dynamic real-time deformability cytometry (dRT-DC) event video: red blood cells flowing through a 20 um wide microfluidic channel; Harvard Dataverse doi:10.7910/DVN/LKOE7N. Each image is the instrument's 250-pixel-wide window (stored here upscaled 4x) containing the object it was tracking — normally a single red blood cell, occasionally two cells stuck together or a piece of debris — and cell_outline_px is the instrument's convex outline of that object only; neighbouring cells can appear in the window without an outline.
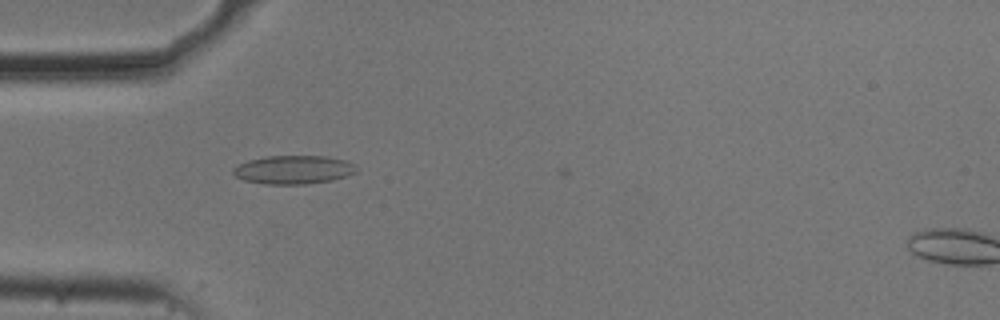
{"species": "common noctule bat (a hibernating species)", "species_latin": "Nyctalus noctula", "temperature_condition": "cold", "stored_images_in_passage": 7, "camera_frame_rate_fps": 3000, "um_per_image_px": 0.085, "animal": {"sex": "male", "body_mass_g": 20.5, "forearm_length_mm": 52.5}, "frame": {"image": 1, "passage_image": 5, "time_ms": 1.333, "image_size_px": [1000, 320], "cell_outline_px": [[356, 172], [332, 180], [304, 184], [264, 184], [244, 180], [236, 176], [232, 172], [232, 168], [248, 160], [264, 156], [328, 156], [344, 160], [352, 164], [356, 168]], "centroid_in_image_um": [24.9, 14.42], "position_along_channel_um": 60.1, "area_um2": 20.35}}